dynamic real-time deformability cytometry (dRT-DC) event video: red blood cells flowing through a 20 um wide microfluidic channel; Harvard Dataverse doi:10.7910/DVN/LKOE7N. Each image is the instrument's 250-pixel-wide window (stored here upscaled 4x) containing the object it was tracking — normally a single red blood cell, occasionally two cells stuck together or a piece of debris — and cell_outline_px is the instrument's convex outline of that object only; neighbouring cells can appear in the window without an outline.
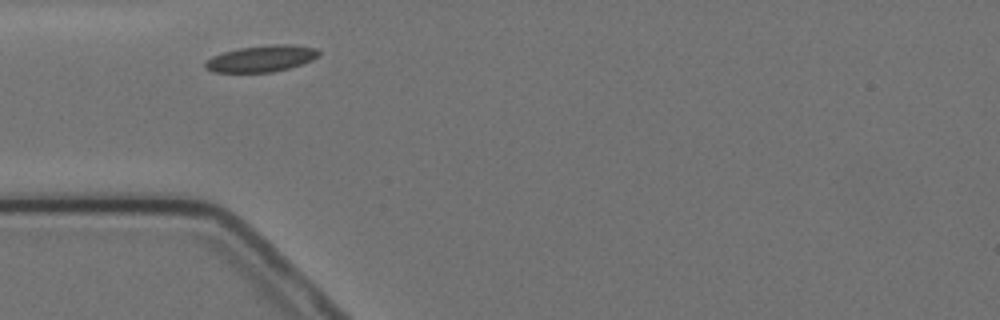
{"species": "Egyptian fruit bat (a non-hibernating species)", "species_latin": "Rousettus aegyptiacus", "temperature_condition": "cold", "stored_images_in_passage": 2, "camera_frame_rate_fps": 3000, "um_per_image_px": 0.085, "animal": {"sex": "female"}, "frame": {"image": 1, "passage_image": 1, "time_ms": 0.0, "image_size_px": [1000, 320], "cell_outline_px": [[320, 56], [312, 60], [288, 68], [272, 72], [212, 72], [204, 68], [204, 64], [212, 56], [224, 52], [240, 48], [272, 44], [292, 44], [316, 48], [320, 52]], "centroid_in_image_um": [22.23, 4.98], "position_along_channel_um": 62.8, "area_um2": 17.46}}
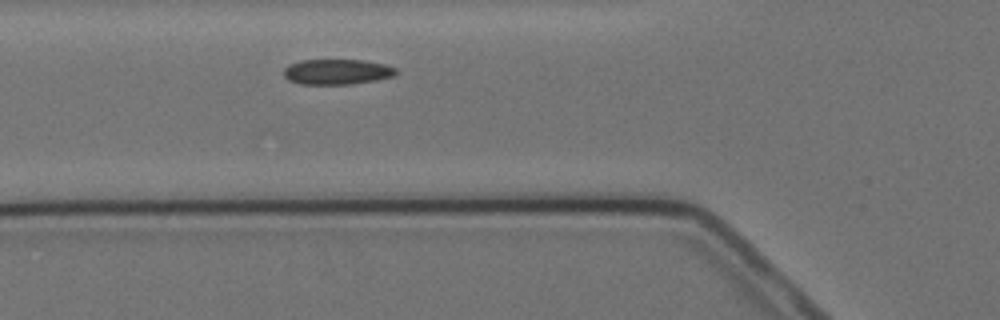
{"frame": {"image": 2, "passage_image": 2, "time_ms": 1.0, "image_size_px": [1000, 320], "cell_outline_px": [[396, 76], [376, 80], [352, 84], [300, 84], [288, 80], [284, 76], [284, 68], [288, 64], [300, 60], [364, 60], [384, 64], [396, 68]], "centroid_in_image_um": [28.63, 6.1], "position_along_channel_um": 97.2, "area_um2": 16.7}}